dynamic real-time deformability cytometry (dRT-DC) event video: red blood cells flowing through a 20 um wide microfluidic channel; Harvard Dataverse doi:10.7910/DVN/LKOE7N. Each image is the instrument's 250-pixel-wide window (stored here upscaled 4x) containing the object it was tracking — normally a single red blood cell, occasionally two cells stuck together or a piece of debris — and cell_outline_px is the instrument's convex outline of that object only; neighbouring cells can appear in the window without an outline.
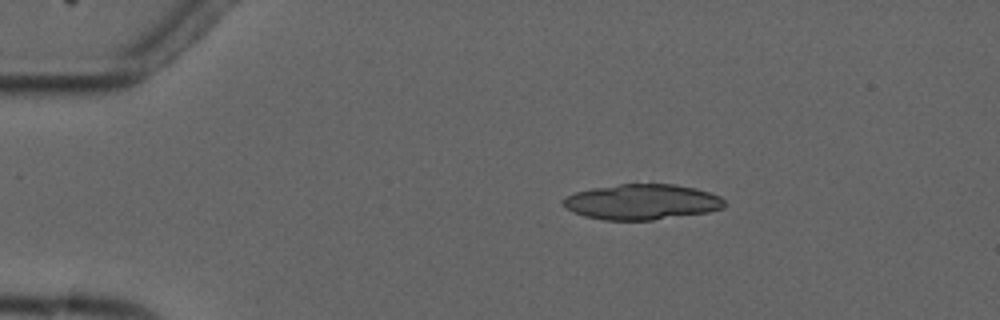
{"species": "common noctule bat (a hibernating species)", "species_latin": "Nyctalus noctula", "temperature_condition": "cold", "stored_images_in_passage": 5, "camera_frame_rate_fps": 3000, "um_per_image_px": 0.085, "animal": {"sex": "male", "forearm_length_mm": 52.5}, "frame": {"image": 1, "passage_image": 2, "time_ms": 1.0, "image_size_px": [1000, 320], "cell_outline_px": [[724, 208], [708, 212], [652, 220], [604, 220], [584, 216], [572, 212], [560, 200], [564, 196], [576, 192], [592, 188], [620, 184], [676, 184], [696, 188], [720, 196], [724, 200]], "centroid_in_image_um": [54.55, 17.16], "position_along_channel_um": 30.5, "area_um2": 33.41}}